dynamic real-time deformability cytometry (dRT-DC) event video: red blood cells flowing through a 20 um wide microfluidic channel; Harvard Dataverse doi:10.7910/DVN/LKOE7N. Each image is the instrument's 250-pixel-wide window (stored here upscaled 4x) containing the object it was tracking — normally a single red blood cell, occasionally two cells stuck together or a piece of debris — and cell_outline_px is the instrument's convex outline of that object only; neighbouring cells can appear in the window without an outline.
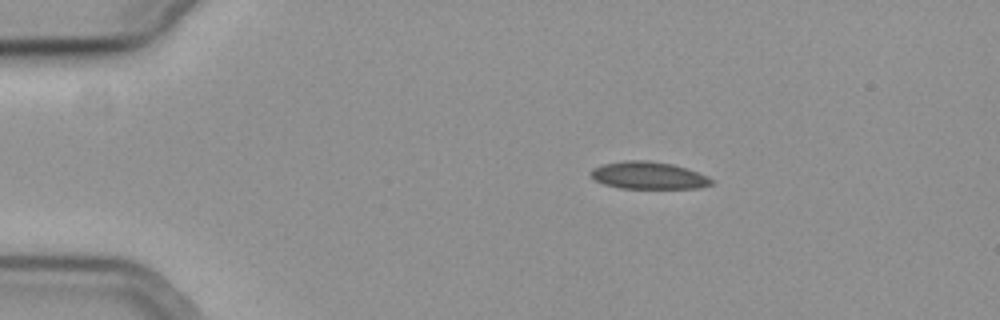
{"species": "common noctule bat (a hibernating species)", "species_latin": "Nyctalus noctula", "temperature_condition": "cold", "stored_images_in_passage": 47, "camera_frame_rate_fps": 3000, "um_per_image_px": 0.085, "animal": {"sex": "female", "body_mass_g": 19.3, "forearm_length_mm": 54.1}, "frame": {"image": 1, "passage_image": 1, "time_ms": 0.0, "image_size_px": [1000, 320], "cell_outline_px": [[712, 184], [700, 188], [620, 188], [604, 184], [596, 180], [588, 172], [592, 168], [604, 164], [624, 160], [648, 160], [672, 164], [708, 176], [712, 180]], "centroid_in_image_um": [55.09, 14.91], "position_along_channel_um": 29.9, "area_um2": 19.07}}
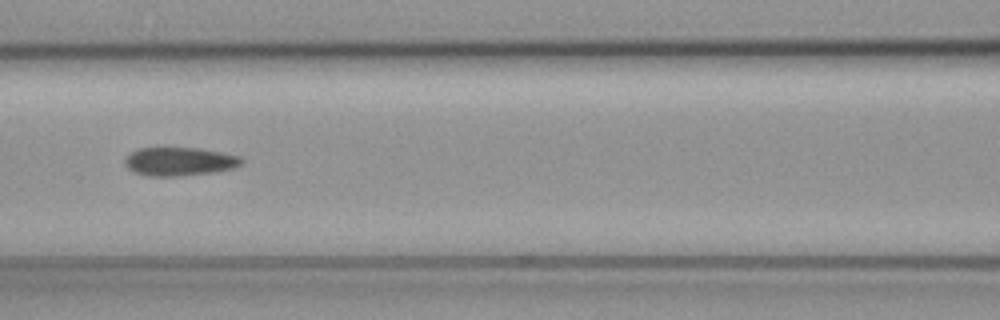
{"frame": {"image": 2, "passage_image": 16, "time_ms": 5.0, "image_size_px": [1000, 320], "cell_outline_px": [[244, 160], [236, 168], [216, 172], [180, 176], [148, 176], [132, 172], [124, 164], [124, 160], [132, 152], [140, 148], [196, 148], [220, 152], [240, 156]], "centroid_in_image_um": [15.27, 13.74], "position_along_channel_um": 151.3, "area_um2": 19.42}}
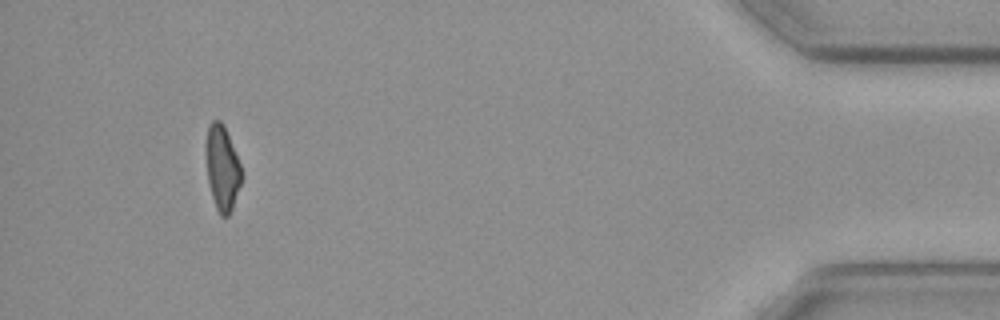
{"frame": {"image": 3, "passage_image": 43, "time_ms": 14.0, "image_size_px": [1000, 320], "cell_outline_px": [[244, 176], [232, 208], [228, 216], [220, 216], [216, 208], [208, 184], [204, 152], [204, 144], [208, 128], [212, 120], [220, 120], [224, 124], [240, 164]], "centroid_in_image_um": [18.87, 14.26], "position_along_channel_um": 416.3, "area_um2": 18.03}, "authors_computed_cell_mechanics": {"area_um2": 19.1896, "velocity_mm_per_s": 3.7121, "shape_relaxation_time_tau1_ms": null, "shape_relaxation_time_tau2_ms": 8.0306, "deformation_change_tau1": null, "deformation_change_tau2": 0.1439}}